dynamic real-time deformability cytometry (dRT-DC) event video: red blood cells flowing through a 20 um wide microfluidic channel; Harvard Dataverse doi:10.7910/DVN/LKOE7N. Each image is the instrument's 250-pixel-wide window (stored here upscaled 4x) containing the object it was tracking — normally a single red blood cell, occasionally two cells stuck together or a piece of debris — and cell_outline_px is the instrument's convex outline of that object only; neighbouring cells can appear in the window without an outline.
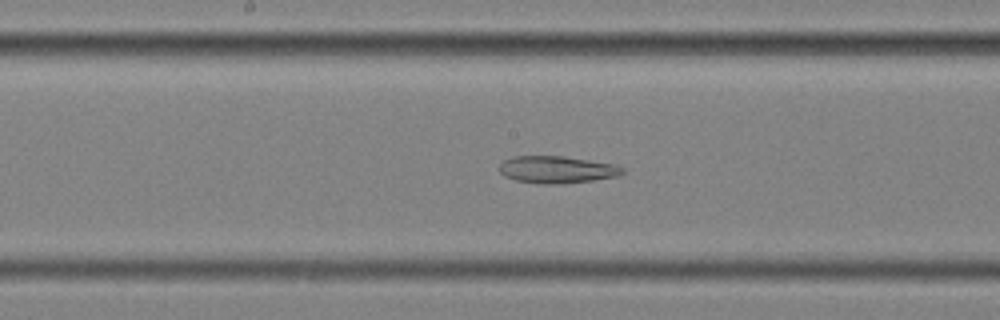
{"species": "common noctule bat (a hibernating species)", "species_latin": "Nyctalus noctula", "temperature_condition": "cold", "stored_images_in_passage": 56, "segment_of_instrument_passage": [2, 2], "camera_frame_rate_fps": 3000, "um_per_image_px": 0.085, "animal": {"sex": "female", "body_mass_g": 25.1}, "frame": {"image": 1, "passage_image": 29, "time_ms": 9.333, "image_size_px": [1000, 320], "cell_outline_px": [[628, 172], [616, 176], [592, 180], [560, 184], [540, 184], [516, 180], [504, 176], [500, 172], [500, 164], [504, 160], [512, 156], [564, 156], [616, 164], [624, 168]], "centroid_in_image_um": [47.36, 14.41], "position_along_channel_um": 200.8, "area_um2": 19.59}}
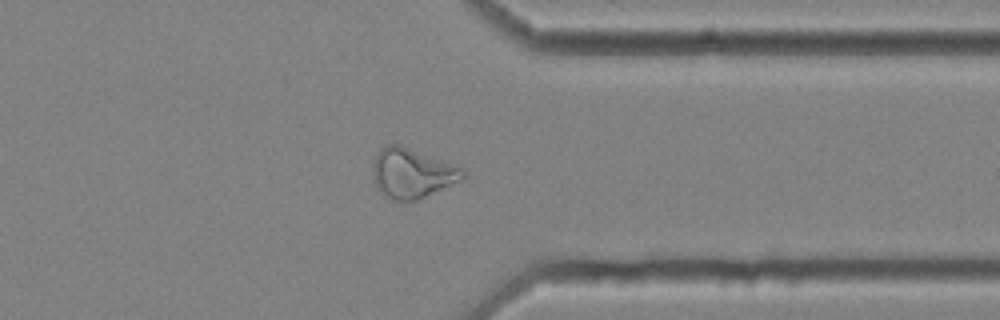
{"frame": {"image": 2, "passage_image": 44, "time_ms": 14.333, "image_size_px": [1000, 320], "cell_outline_px": [[464, 176], [416, 200], [392, 200], [380, 192], [372, 176], [372, 164], [380, 148], [388, 144], [400, 144], [464, 168]], "centroid_in_image_um": [34.94, 14.68], "position_along_channel_um": 376.5, "area_um2": 25.43}}
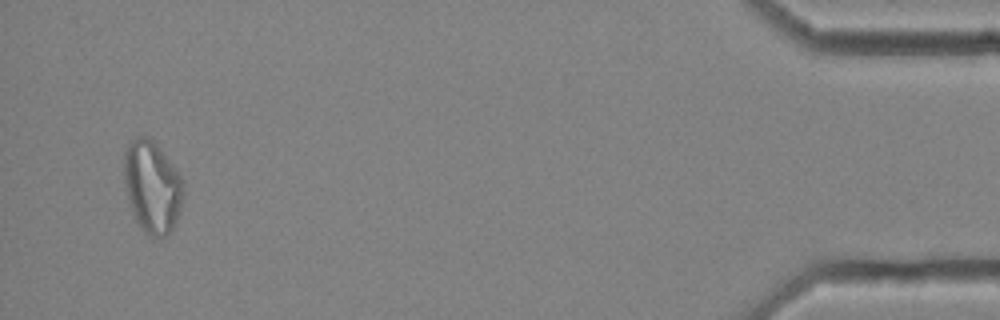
{"frame": {"image": 3, "passage_image": 54, "time_ms": 17.667, "image_size_px": [1000, 320], "cell_outline_px": [[184, 196], [180, 212], [172, 228], [164, 236], [148, 236], [140, 228], [128, 204], [124, 188], [124, 152], [128, 144], [136, 136], [148, 136], [160, 148], [184, 180]], "centroid_in_image_um": [12.92, 15.87], "position_along_channel_um": 422.3, "area_um2": 32.19}}